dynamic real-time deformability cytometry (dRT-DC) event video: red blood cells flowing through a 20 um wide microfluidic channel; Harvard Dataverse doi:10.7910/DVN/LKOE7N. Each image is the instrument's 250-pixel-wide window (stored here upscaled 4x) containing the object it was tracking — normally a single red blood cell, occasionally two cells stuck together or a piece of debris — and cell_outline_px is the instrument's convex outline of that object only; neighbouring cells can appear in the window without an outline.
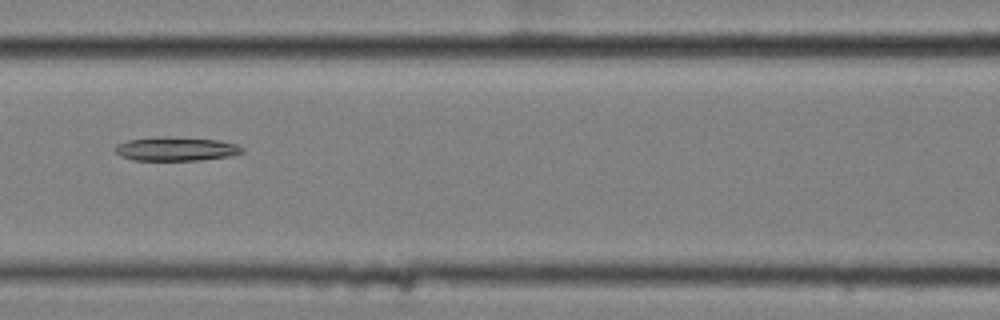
{"species": "common noctule bat (a hibernating species)", "species_latin": "Nyctalus noctula", "temperature_condition": "cold", "stored_images_in_passage": 11, "camera_frame_rate_fps": 3000, "um_per_image_px": 0.085, "animal": {"sex": "female", "body_mass_g": 25.1}, "frame": {"image": 1, "passage_image": 7, "time_ms": 2.0, "image_size_px": [1000, 320], "cell_outline_px": [[244, 152], [228, 156], [200, 160], [132, 160], [120, 156], [116, 152], [116, 144], [128, 140], [220, 140], [236, 144], [244, 148]], "centroid_in_image_um": [15.0, 12.72], "position_along_channel_um": 151.6, "area_um2": 16.3}}
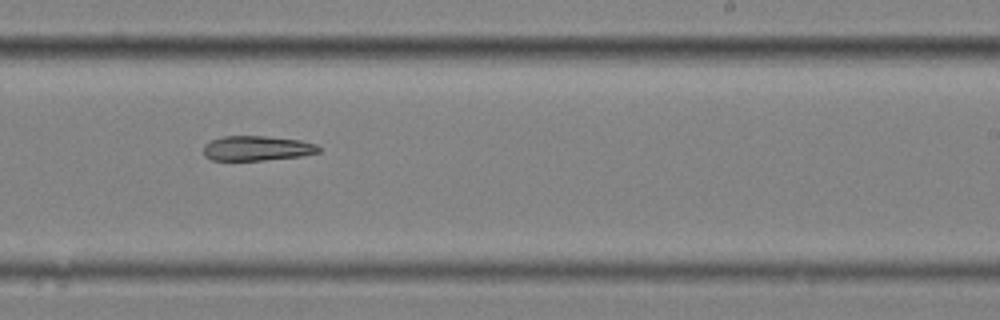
{"frame": {"image": 2, "passage_image": 10, "time_ms": 3.0, "image_size_px": [1000, 320], "cell_outline_px": [[320, 152], [300, 156], [264, 160], [212, 160], [204, 156], [204, 144], [212, 140], [224, 136], [264, 136], [300, 140], [316, 144], [320, 148]], "centroid_in_image_um": [21.83, 12.6], "position_along_channel_um": 267.2, "area_um2": 16.59}}
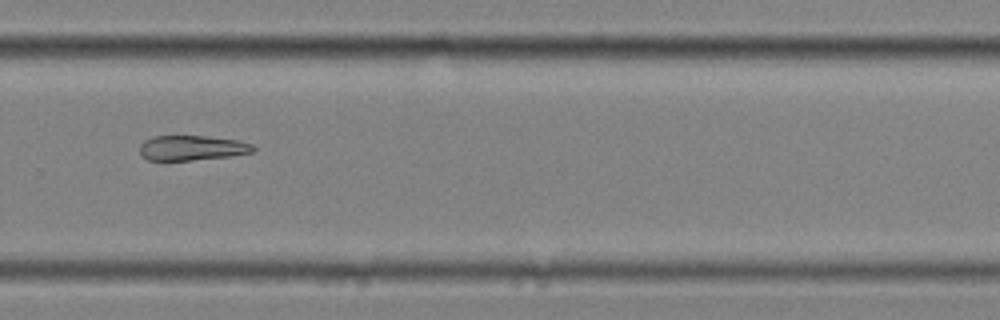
{"frame": {"image": 3, "passage_image": 11, "time_ms": 3.333, "image_size_px": [1000, 320], "cell_outline_px": [[256, 148], [252, 152], [228, 156], [192, 160], [148, 160], [140, 152], [140, 144], [144, 140], [152, 136], [208, 136], [236, 140], [252, 144]], "centroid_in_image_um": [16.3, 12.56], "position_along_channel_um": 313.5, "area_um2": 16.36}}